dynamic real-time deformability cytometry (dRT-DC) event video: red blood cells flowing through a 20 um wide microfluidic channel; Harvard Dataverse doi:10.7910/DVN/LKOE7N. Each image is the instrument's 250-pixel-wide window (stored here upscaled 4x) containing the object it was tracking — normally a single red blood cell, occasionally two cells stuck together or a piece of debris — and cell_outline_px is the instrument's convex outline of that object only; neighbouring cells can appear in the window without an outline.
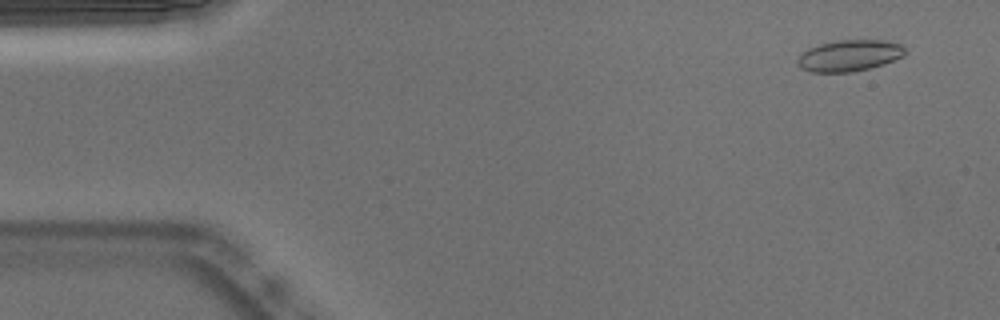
{"species": "Egyptian fruit bat (a non-hibernating species)", "species_latin": "Rousettus aegyptiacus", "temperature_condition": "warm", "stored_images_in_passage": 53, "camera_frame_rate_fps": 3000, "um_per_image_px": 0.085, "animal": {"sex": "male"}, "frame": {"image": 1, "passage_image": 4, "time_ms": 1.0, "image_size_px": [1000, 320], "cell_outline_px": [[908, 48], [904, 56], [884, 64], [852, 72], [812, 72], [796, 64], [796, 60], [808, 48], [820, 44], [836, 40], [884, 40], [900, 44]], "centroid_in_image_um": [72.24, 4.71], "position_along_channel_um": 12.8, "area_um2": 19.65}}
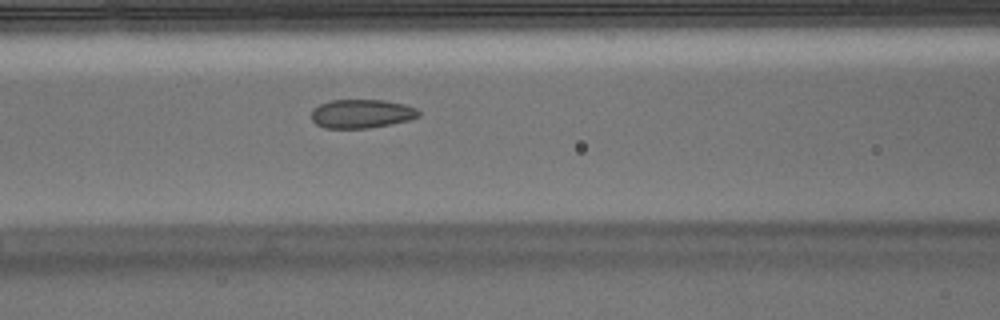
{"frame": {"image": 2, "passage_image": 22, "time_ms": 7.0, "image_size_px": [1000, 320], "cell_outline_px": [[420, 116], [408, 120], [392, 124], [368, 128], [324, 128], [316, 124], [312, 120], [312, 112], [320, 104], [328, 100], [384, 100], [404, 104], [416, 108], [420, 112]], "centroid_in_image_um": [30.75, 9.67], "position_along_channel_um": 135.9, "area_um2": 17.98}}
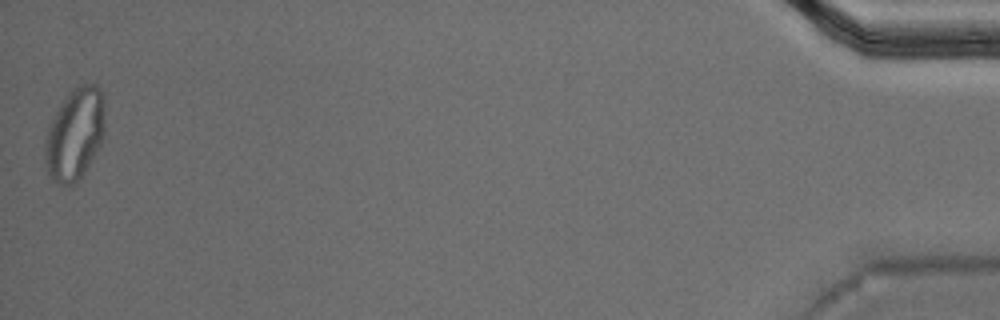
{"frame": {"image": 3, "passage_image": 53, "time_ms": 17.333, "image_size_px": [1000, 320], "cell_outline_px": [[104, 136], [84, 176], [72, 184], [60, 184], [52, 180], [48, 172], [44, 160], [44, 140], [48, 124], [60, 104], [68, 92], [72, 88], [80, 84], [96, 84], [104, 92]], "centroid_in_image_um": [6.36, 11.38], "position_along_channel_um": 428.8, "area_um2": 32.77}, "authors_computed_cell_mechanics": {"area_um2": 19.5364, "velocity_mm_per_s": 3.7835, "shape_relaxation_time_tau1_ms": null, "shape_relaxation_time_tau2_ms": 0.9821, "deformation_change_tau1": null, "deformation_change_tau2": 0.047}}